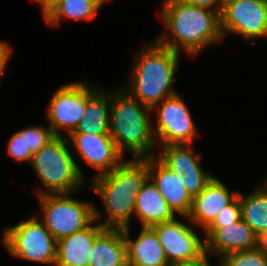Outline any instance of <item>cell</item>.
Returning a JSON list of instances; mask_svg holds the SVG:
<instances>
[{"label": "cell", "instance_id": "cell-1", "mask_svg": "<svg viewBox=\"0 0 267 266\" xmlns=\"http://www.w3.org/2000/svg\"><path fill=\"white\" fill-rule=\"evenodd\" d=\"M161 10V19L170 35L158 37L157 42L174 52L179 53V47H182L191 56H196L204 47L224 37L220 14L211 9L166 0Z\"/></svg>", "mask_w": 267, "mask_h": 266}, {"label": "cell", "instance_id": "cell-2", "mask_svg": "<svg viewBox=\"0 0 267 266\" xmlns=\"http://www.w3.org/2000/svg\"><path fill=\"white\" fill-rule=\"evenodd\" d=\"M148 178V158L124 160L111 172L94 177L92 189L103 199L108 215V219L100 223L102 227L129 226L137 195Z\"/></svg>", "mask_w": 267, "mask_h": 266}, {"label": "cell", "instance_id": "cell-3", "mask_svg": "<svg viewBox=\"0 0 267 266\" xmlns=\"http://www.w3.org/2000/svg\"><path fill=\"white\" fill-rule=\"evenodd\" d=\"M178 56L179 53L161 46L157 41L144 47L135 58L129 88L124 90L151 109L164 99L177 94L171 85L176 80L174 74L178 71Z\"/></svg>", "mask_w": 267, "mask_h": 266}, {"label": "cell", "instance_id": "cell-4", "mask_svg": "<svg viewBox=\"0 0 267 266\" xmlns=\"http://www.w3.org/2000/svg\"><path fill=\"white\" fill-rule=\"evenodd\" d=\"M115 93L113 98L110 96L109 134L116 148L122 155L125 150L131 152L135 159L155 156L156 141L149 118L152 109L138 102L124 88Z\"/></svg>", "mask_w": 267, "mask_h": 266}, {"label": "cell", "instance_id": "cell-5", "mask_svg": "<svg viewBox=\"0 0 267 266\" xmlns=\"http://www.w3.org/2000/svg\"><path fill=\"white\" fill-rule=\"evenodd\" d=\"M67 141H69L67 136H55L33 154L31 164L37 172L42 187L46 189V191L38 190V196L70 194L83 185L82 170L76 163L73 154L71 155Z\"/></svg>", "mask_w": 267, "mask_h": 266}, {"label": "cell", "instance_id": "cell-6", "mask_svg": "<svg viewBox=\"0 0 267 266\" xmlns=\"http://www.w3.org/2000/svg\"><path fill=\"white\" fill-rule=\"evenodd\" d=\"M43 209V223L58 241L84 229L101 215L94 205L69 197V193L38 196Z\"/></svg>", "mask_w": 267, "mask_h": 266}, {"label": "cell", "instance_id": "cell-7", "mask_svg": "<svg viewBox=\"0 0 267 266\" xmlns=\"http://www.w3.org/2000/svg\"><path fill=\"white\" fill-rule=\"evenodd\" d=\"M2 239L14 257L36 263L56 264L57 240L35 216L5 229Z\"/></svg>", "mask_w": 267, "mask_h": 266}, {"label": "cell", "instance_id": "cell-8", "mask_svg": "<svg viewBox=\"0 0 267 266\" xmlns=\"http://www.w3.org/2000/svg\"><path fill=\"white\" fill-rule=\"evenodd\" d=\"M158 105H161L158 107ZM158 107V108H157ZM157 123L154 138L161 146L168 144H192L197 128L184 101L175 94L156 104Z\"/></svg>", "mask_w": 267, "mask_h": 266}, {"label": "cell", "instance_id": "cell-9", "mask_svg": "<svg viewBox=\"0 0 267 266\" xmlns=\"http://www.w3.org/2000/svg\"><path fill=\"white\" fill-rule=\"evenodd\" d=\"M220 19L222 36L232 32L253 43L267 37V0H235L223 8Z\"/></svg>", "mask_w": 267, "mask_h": 266}, {"label": "cell", "instance_id": "cell-10", "mask_svg": "<svg viewBox=\"0 0 267 266\" xmlns=\"http://www.w3.org/2000/svg\"><path fill=\"white\" fill-rule=\"evenodd\" d=\"M87 105V83L74 82L59 87L51 97L48 120L55 136H60V129L69 136L83 118Z\"/></svg>", "mask_w": 267, "mask_h": 266}, {"label": "cell", "instance_id": "cell-11", "mask_svg": "<svg viewBox=\"0 0 267 266\" xmlns=\"http://www.w3.org/2000/svg\"><path fill=\"white\" fill-rule=\"evenodd\" d=\"M171 266L198 257L206 250V242L190 226L176 220L152 226Z\"/></svg>", "mask_w": 267, "mask_h": 266}, {"label": "cell", "instance_id": "cell-12", "mask_svg": "<svg viewBox=\"0 0 267 266\" xmlns=\"http://www.w3.org/2000/svg\"><path fill=\"white\" fill-rule=\"evenodd\" d=\"M67 137L75 152L99 171L97 176L111 172L123 162L110 134L71 133Z\"/></svg>", "mask_w": 267, "mask_h": 266}, {"label": "cell", "instance_id": "cell-13", "mask_svg": "<svg viewBox=\"0 0 267 266\" xmlns=\"http://www.w3.org/2000/svg\"><path fill=\"white\" fill-rule=\"evenodd\" d=\"M149 179H151L167 202L172 212L187 217L192 207V197L185 188L180 174L169 169L158 157H148Z\"/></svg>", "mask_w": 267, "mask_h": 266}, {"label": "cell", "instance_id": "cell-14", "mask_svg": "<svg viewBox=\"0 0 267 266\" xmlns=\"http://www.w3.org/2000/svg\"><path fill=\"white\" fill-rule=\"evenodd\" d=\"M239 192L230 194L228 188L213 177L204 187L203 191L192 199V207L189 215L192 224H199L205 230L216 216L237 197Z\"/></svg>", "mask_w": 267, "mask_h": 266}, {"label": "cell", "instance_id": "cell-15", "mask_svg": "<svg viewBox=\"0 0 267 266\" xmlns=\"http://www.w3.org/2000/svg\"><path fill=\"white\" fill-rule=\"evenodd\" d=\"M206 250L224 255L253 249L254 231L242 218L233 224L224 227H207L205 230Z\"/></svg>", "mask_w": 267, "mask_h": 266}, {"label": "cell", "instance_id": "cell-16", "mask_svg": "<svg viewBox=\"0 0 267 266\" xmlns=\"http://www.w3.org/2000/svg\"><path fill=\"white\" fill-rule=\"evenodd\" d=\"M100 224L88 225L82 230L57 241L56 266H89V255L95 239L105 230Z\"/></svg>", "mask_w": 267, "mask_h": 266}, {"label": "cell", "instance_id": "cell-17", "mask_svg": "<svg viewBox=\"0 0 267 266\" xmlns=\"http://www.w3.org/2000/svg\"><path fill=\"white\" fill-rule=\"evenodd\" d=\"M128 266H171L157 233L152 227H142L136 240H131L129 227L123 228Z\"/></svg>", "mask_w": 267, "mask_h": 266}, {"label": "cell", "instance_id": "cell-18", "mask_svg": "<svg viewBox=\"0 0 267 266\" xmlns=\"http://www.w3.org/2000/svg\"><path fill=\"white\" fill-rule=\"evenodd\" d=\"M89 266H128L123 229L106 228L94 241Z\"/></svg>", "mask_w": 267, "mask_h": 266}, {"label": "cell", "instance_id": "cell-19", "mask_svg": "<svg viewBox=\"0 0 267 266\" xmlns=\"http://www.w3.org/2000/svg\"><path fill=\"white\" fill-rule=\"evenodd\" d=\"M100 88L87 85V105L83 118L72 133L109 134L110 96ZM109 99V100H108Z\"/></svg>", "mask_w": 267, "mask_h": 266}, {"label": "cell", "instance_id": "cell-20", "mask_svg": "<svg viewBox=\"0 0 267 266\" xmlns=\"http://www.w3.org/2000/svg\"><path fill=\"white\" fill-rule=\"evenodd\" d=\"M134 212L140 218L142 227H152L175 218V213L169 208L158 188L149 178L137 195Z\"/></svg>", "mask_w": 267, "mask_h": 266}, {"label": "cell", "instance_id": "cell-21", "mask_svg": "<svg viewBox=\"0 0 267 266\" xmlns=\"http://www.w3.org/2000/svg\"><path fill=\"white\" fill-rule=\"evenodd\" d=\"M107 0H60L43 18L48 24L57 25L62 18L90 20Z\"/></svg>", "mask_w": 267, "mask_h": 266}, {"label": "cell", "instance_id": "cell-22", "mask_svg": "<svg viewBox=\"0 0 267 266\" xmlns=\"http://www.w3.org/2000/svg\"><path fill=\"white\" fill-rule=\"evenodd\" d=\"M241 207V218L254 231L267 230V184L255 189L247 196L238 194Z\"/></svg>", "mask_w": 267, "mask_h": 266}, {"label": "cell", "instance_id": "cell-23", "mask_svg": "<svg viewBox=\"0 0 267 266\" xmlns=\"http://www.w3.org/2000/svg\"><path fill=\"white\" fill-rule=\"evenodd\" d=\"M191 147L192 144L163 145L158 158L169 169L180 175L189 171H204L199 164L201 154H194Z\"/></svg>", "mask_w": 267, "mask_h": 266}, {"label": "cell", "instance_id": "cell-24", "mask_svg": "<svg viewBox=\"0 0 267 266\" xmlns=\"http://www.w3.org/2000/svg\"><path fill=\"white\" fill-rule=\"evenodd\" d=\"M223 266H267V254L250 249L221 257Z\"/></svg>", "mask_w": 267, "mask_h": 266}, {"label": "cell", "instance_id": "cell-25", "mask_svg": "<svg viewBox=\"0 0 267 266\" xmlns=\"http://www.w3.org/2000/svg\"><path fill=\"white\" fill-rule=\"evenodd\" d=\"M8 154L16 161H27L31 163L33 152L27 147L26 128L12 135L8 142Z\"/></svg>", "mask_w": 267, "mask_h": 266}, {"label": "cell", "instance_id": "cell-26", "mask_svg": "<svg viewBox=\"0 0 267 266\" xmlns=\"http://www.w3.org/2000/svg\"><path fill=\"white\" fill-rule=\"evenodd\" d=\"M55 137L50 126L44 127H28L26 128L27 147L33 153L39 151L44 145L50 142Z\"/></svg>", "mask_w": 267, "mask_h": 266}, {"label": "cell", "instance_id": "cell-27", "mask_svg": "<svg viewBox=\"0 0 267 266\" xmlns=\"http://www.w3.org/2000/svg\"><path fill=\"white\" fill-rule=\"evenodd\" d=\"M181 176L184 180L186 191L192 198L202 192L214 177L209 172L205 173L204 171L184 172Z\"/></svg>", "mask_w": 267, "mask_h": 266}, {"label": "cell", "instance_id": "cell-28", "mask_svg": "<svg viewBox=\"0 0 267 266\" xmlns=\"http://www.w3.org/2000/svg\"><path fill=\"white\" fill-rule=\"evenodd\" d=\"M241 219L240 199L237 197L231 204L225 207L208 227H224Z\"/></svg>", "mask_w": 267, "mask_h": 266}, {"label": "cell", "instance_id": "cell-29", "mask_svg": "<svg viewBox=\"0 0 267 266\" xmlns=\"http://www.w3.org/2000/svg\"><path fill=\"white\" fill-rule=\"evenodd\" d=\"M178 2H182L185 4H191L199 7H204L211 9L215 12H218L220 15L222 13V8L219 6L218 0H174Z\"/></svg>", "mask_w": 267, "mask_h": 266}, {"label": "cell", "instance_id": "cell-30", "mask_svg": "<svg viewBox=\"0 0 267 266\" xmlns=\"http://www.w3.org/2000/svg\"><path fill=\"white\" fill-rule=\"evenodd\" d=\"M253 249L267 254V230L254 234Z\"/></svg>", "mask_w": 267, "mask_h": 266}, {"label": "cell", "instance_id": "cell-31", "mask_svg": "<svg viewBox=\"0 0 267 266\" xmlns=\"http://www.w3.org/2000/svg\"><path fill=\"white\" fill-rule=\"evenodd\" d=\"M208 253L209 252L207 250H205L198 257L177 263L174 266H211L210 263H208L209 261H208L207 256H206ZM221 266H223L222 263H221Z\"/></svg>", "mask_w": 267, "mask_h": 266}, {"label": "cell", "instance_id": "cell-32", "mask_svg": "<svg viewBox=\"0 0 267 266\" xmlns=\"http://www.w3.org/2000/svg\"><path fill=\"white\" fill-rule=\"evenodd\" d=\"M11 52L12 50L9 45L0 41V78L5 70L7 62L9 61L8 58L10 57Z\"/></svg>", "mask_w": 267, "mask_h": 266}, {"label": "cell", "instance_id": "cell-33", "mask_svg": "<svg viewBox=\"0 0 267 266\" xmlns=\"http://www.w3.org/2000/svg\"><path fill=\"white\" fill-rule=\"evenodd\" d=\"M60 0H44V15L51 10Z\"/></svg>", "mask_w": 267, "mask_h": 266}, {"label": "cell", "instance_id": "cell-34", "mask_svg": "<svg viewBox=\"0 0 267 266\" xmlns=\"http://www.w3.org/2000/svg\"><path fill=\"white\" fill-rule=\"evenodd\" d=\"M218 1H219V6L223 9L229 3L234 2L235 0H218Z\"/></svg>", "mask_w": 267, "mask_h": 266}, {"label": "cell", "instance_id": "cell-35", "mask_svg": "<svg viewBox=\"0 0 267 266\" xmlns=\"http://www.w3.org/2000/svg\"><path fill=\"white\" fill-rule=\"evenodd\" d=\"M38 5L42 8L43 16H44V0H35Z\"/></svg>", "mask_w": 267, "mask_h": 266}]
</instances>
